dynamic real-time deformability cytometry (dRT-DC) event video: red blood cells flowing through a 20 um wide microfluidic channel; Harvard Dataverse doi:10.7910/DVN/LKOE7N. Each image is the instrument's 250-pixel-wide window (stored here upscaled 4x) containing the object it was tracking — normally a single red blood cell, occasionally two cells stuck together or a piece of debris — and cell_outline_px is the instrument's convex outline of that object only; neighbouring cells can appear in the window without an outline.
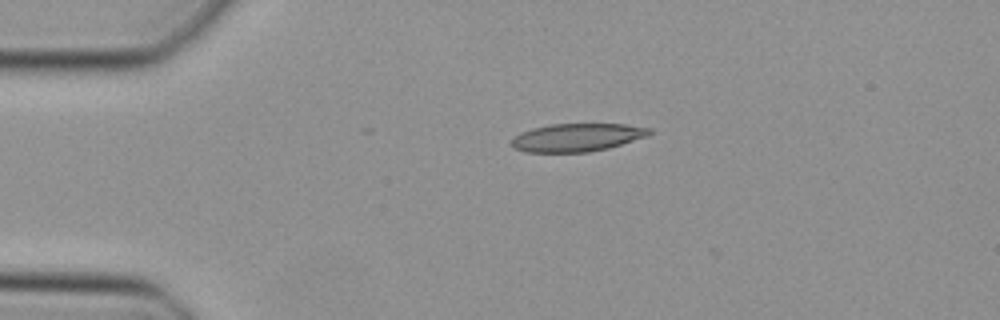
{"species": "Egyptian fruit bat (a non-hibernating species)", "species_latin": "Rousettus aegyptiacus", "temperature_condition": "cold", "stored_images_in_passage": 4, "camera_frame_rate_fps": 3000, "um_per_image_px": 0.085, "animal": {"sex": "female"}, "frame": {"image": 1, "passage_image": 1, "time_ms": 0.0, "image_size_px": [1000, 320], "cell_outline_px": [[652, 132], [648, 136], [608, 148], [588, 152], [524, 152], [516, 148], [512, 144], [512, 140], [520, 132], [532, 128], [548, 124], [624, 124], [652, 128]], "centroid_in_image_um": [49.07, 11.67], "position_along_channel_um": 35.9, "area_um2": 22.48}}